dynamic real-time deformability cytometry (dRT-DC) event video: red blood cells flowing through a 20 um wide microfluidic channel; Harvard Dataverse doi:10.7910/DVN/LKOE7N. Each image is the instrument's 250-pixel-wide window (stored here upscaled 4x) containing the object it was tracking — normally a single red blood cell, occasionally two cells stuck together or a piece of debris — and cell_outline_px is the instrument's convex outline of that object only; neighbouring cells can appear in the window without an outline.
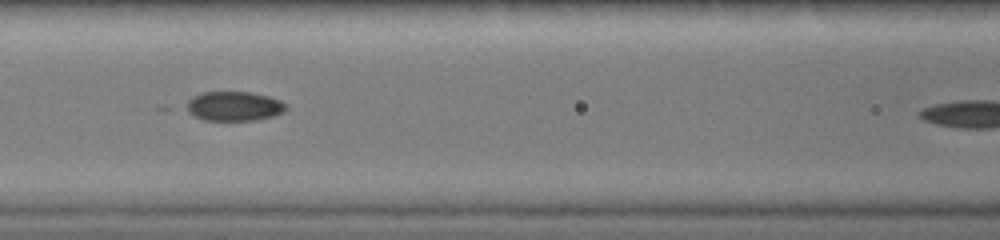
{"species": "common noctule bat (a hibernating species)", "species_latin": "Nyctalus noctula", "temperature_condition": "warm", "stored_images_in_passage": 8, "segment_of_instrument_passage": [1, 2], "camera_frame_rate_fps": 3000, "um_per_image_px": 0.085, "animal": {"sex": "female", "body_mass_g": 19.0, "forearm_length_mm": 51.5}, "frame": {"image": 1, "passage_image": 6, "time_ms": 1.667, "image_size_px": [1000, 240], "cell_outline_px": [[288, 108], [272, 116], [256, 120], [204, 120], [196, 116], [188, 108], [188, 100], [192, 96], [200, 92], [248, 92], [268, 96], [280, 100]], "centroid_in_image_um": [19.9, 9.01], "position_along_channel_um": 146.7, "area_um2": 16.7}}
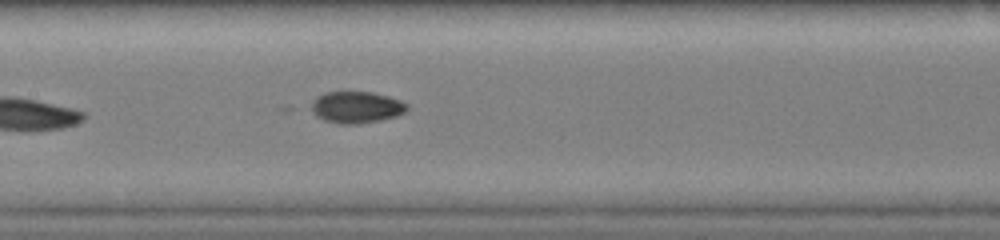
{"frame": {"image": 2, "passage_image": 7, "time_ms": 2.0, "image_size_px": [1000, 240], "cell_outline_px": [[408, 108], [404, 112], [396, 116], [380, 120], [360, 124], [336, 124], [324, 120], [316, 116], [312, 108], [312, 100], [316, 96], [324, 92], [372, 92], [388, 96], [400, 100], [408, 104]], "centroid_in_image_um": [30.28, 9.12], "position_along_channel_um": 177.1, "area_um2": 17.74}}